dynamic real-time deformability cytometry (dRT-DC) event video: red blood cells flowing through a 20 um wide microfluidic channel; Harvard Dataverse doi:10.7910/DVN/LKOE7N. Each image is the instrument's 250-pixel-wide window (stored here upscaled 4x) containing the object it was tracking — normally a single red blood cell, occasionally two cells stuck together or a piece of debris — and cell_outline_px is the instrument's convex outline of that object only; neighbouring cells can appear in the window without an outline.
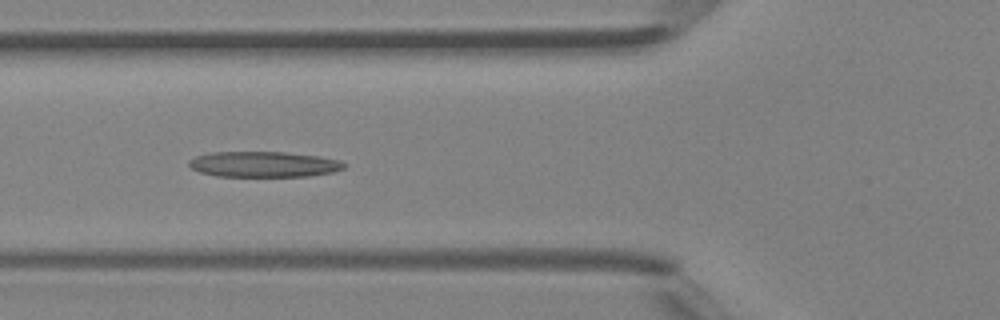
{"species": "Egyptian fruit bat (a non-hibernating species)", "species_latin": "Rousettus aegyptiacus", "temperature_condition": "room temperature", "stored_images_in_passage": 35, "camera_frame_rate_fps": 3000, "um_per_image_px": 0.085, "animal": {"sex": "female"}, "frame": {"image": 1, "passage_image": 6, "time_ms": 1.667, "image_size_px": [1000, 320], "cell_outline_px": [[348, 164], [344, 168], [332, 172], [308, 176], [216, 176], [200, 172], [192, 168], [188, 164], [188, 160], [196, 156], [212, 152], [284, 152], [320, 156], [340, 160]], "centroid_in_image_um": [22.43, 13.96], "position_along_channel_um": 103.4, "area_um2": 23.18}}
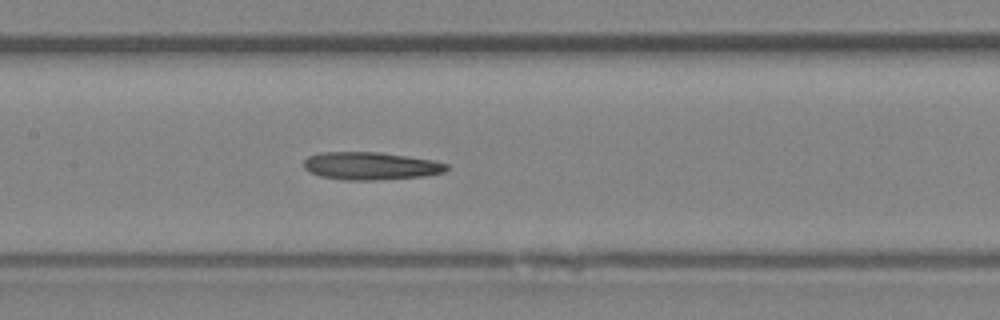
{"frame": {"image": 2, "passage_image": 11, "time_ms": 3.333, "image_size_px": [1000, 320], "cell_outline_px": [[448, 168], [444, 172], [424, 176], [384, 180], [344, 180], [320, 176], [304, 168], [304, 160], [308, 156], [320, 152], [380, 152], [432, 160], [448, 164]], "centroid_in_image_um": [31.5, 14.11], "position_along_channel_um": 175.9, "area_um2": 23.12}}
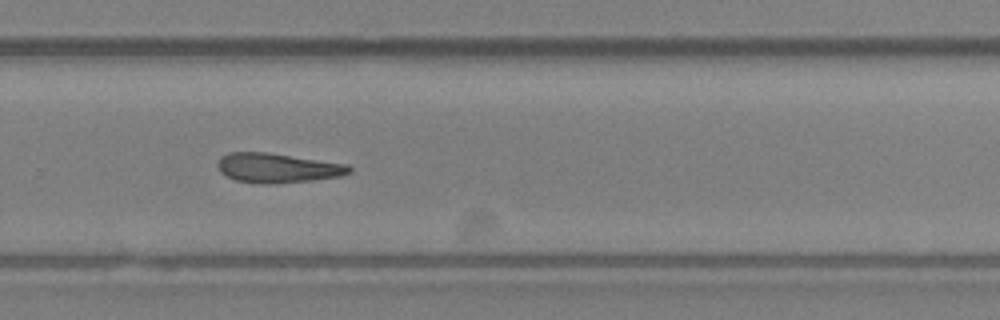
{"frame": {"image": 3, "passage_image": 20, "time_ms": 6.333, "image_size_px": [1000, 320], "cell_outline_px": [[352, 172], [340, 176], [312, 180], [272, 184], [256, 184], [236, 180], [220, 172], [216, 164], [220, 156], [228, 152], [268, 152], [348, 164], [352, 168]], "centroid_in_image_um": [23.57, 14.27], "position_along_channel_um": 306.2, "area_um2": 22.89}, "authors_computed_cell_mechanics": {"area_um2": 22.4842, "velocity_mm_per_s": 4.3554, "shape_relaxation_time_tau1_ms": 6.9829, "shape_relaxation_time_tau2_ms": 4.3608, "deformation_change_tau1": 0.1832, "deformation_change_tau2": 0.1391}}